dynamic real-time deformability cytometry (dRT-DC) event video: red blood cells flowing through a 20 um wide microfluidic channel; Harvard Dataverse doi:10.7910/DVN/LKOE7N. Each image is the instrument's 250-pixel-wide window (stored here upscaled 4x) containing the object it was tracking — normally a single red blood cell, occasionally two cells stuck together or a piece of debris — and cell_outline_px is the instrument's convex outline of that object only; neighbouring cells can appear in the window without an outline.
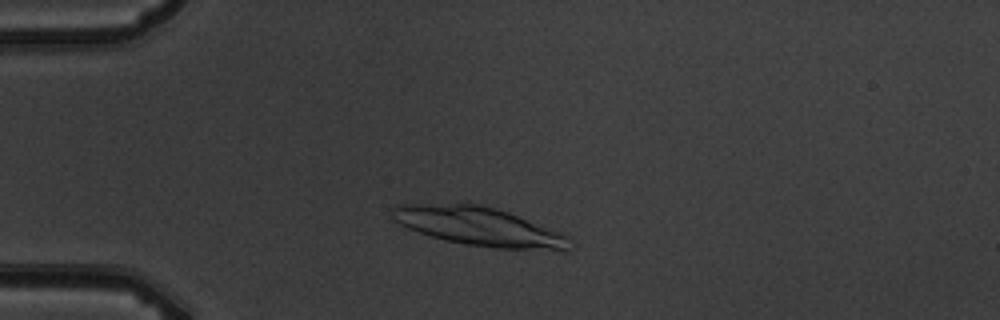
{"species": "common noctule bat (a hibernating species)", "species_latin": "Nyctalus noctula", "temperature_condition": "warm", "stored_images_in_passage": 5, "camera_frame_rate_fps": 3000, "um_per_image_px": 0.085, "animal": {"sex": "male", "body_mass_g": 19.5, "forearm_length_mm": 54.6}, "frame": {"image": 1, "passage_image": 2, "time_ms": 2.0, "image_size_px": [1000, 320], "cell_outline_px": [[568, 252], [560, 252], [496, 248], [468, 244], [444, 240], [408, 228], [400, 224], [388, 212], [396, 204], [468, 200], [496, 208], [508, 212], [568, 236]], "centroid_in_image_um": [40.65, 19.2], "position_along_channel_um": 44.4, "area_um2": 41.04}}